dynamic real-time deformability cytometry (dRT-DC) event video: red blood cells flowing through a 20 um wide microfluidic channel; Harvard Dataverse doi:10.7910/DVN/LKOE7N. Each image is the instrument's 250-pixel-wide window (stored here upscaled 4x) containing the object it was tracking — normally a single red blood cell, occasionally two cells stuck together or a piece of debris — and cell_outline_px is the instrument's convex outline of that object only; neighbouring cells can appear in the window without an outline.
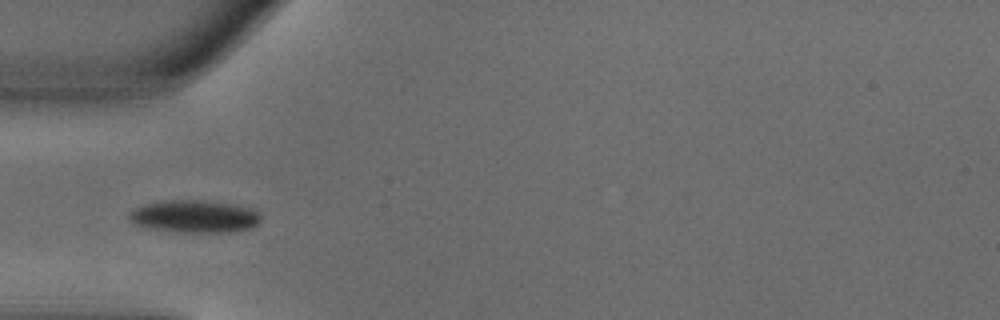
{"species": "common noctule bat (a hibernating species)", "species_latin": "Nyctalus noctula", "temperature_condition": "warm", "stored_images_in_passage": 20, "camera_frame_rate_fps": 3000, "um_per_image_px": 0.085, "animal": {"sex": "male", "body_mass_g": 18.8}, "frame": {"image": 1, "passage_image": 1, "time_ms": 0.0, "image_size_px": [1000, 320], "cell_outline_px": [[260, 220], [252, 228], [228, 232], [176, 232], [152, 228], [136, 224], [128, 216], [128, 212], [144, 204], [164, 200], [200, 200], [232, 204], [248, 208], [260, 212]], "centroid_in_image_um": [16.54, 18.39], "position_along_channel_um": 68.5, "area_um2": 24.74}}
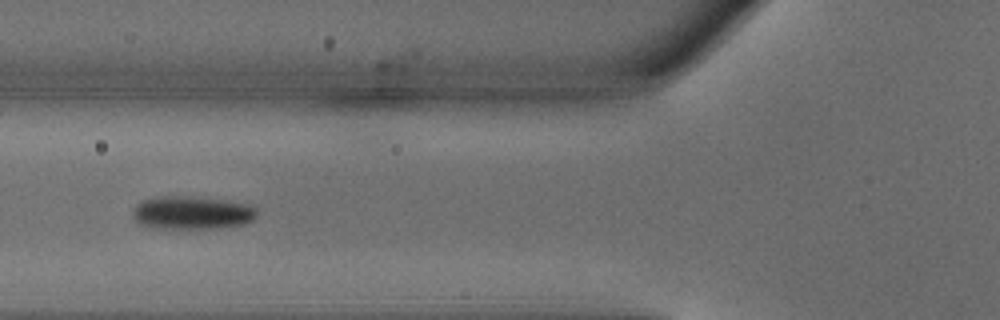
{"frame": {"image": 2, "passage_image": 4, "time_ms": 1.0, "image_size_px": [1000, 320], "cell_outline_px": [[256, 216], [252, 220], [240, 224], [216, 228], [148, 228], [140, 224], [132, 216], [132, 208], [140, 200], [156, 196], [192, 196], [224, 200], [248, 204], [256, 208]], "centroid_in_image_um": [16.23, 18.07], "position_along_channel_um": 109.6, "area_um2": 24.16}}